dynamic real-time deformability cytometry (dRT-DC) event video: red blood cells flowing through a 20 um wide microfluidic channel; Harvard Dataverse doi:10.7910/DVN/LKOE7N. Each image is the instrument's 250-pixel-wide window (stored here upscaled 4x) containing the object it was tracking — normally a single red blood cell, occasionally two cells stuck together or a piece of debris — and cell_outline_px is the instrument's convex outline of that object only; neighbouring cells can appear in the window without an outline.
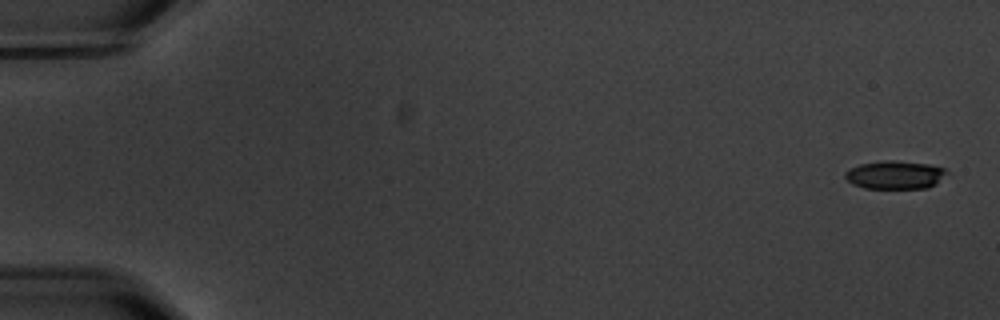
{"species": "common noctule bat (a hibernating species)", "species_latin": "Nyctalus noctula", "temperature_condition": "warm", "stored_images_in_passage": 11, "camera_frame_rate_fps": 3000, "um_per_image_px": 0.085, "animal": {"sex": "male", "body_mass_g": 20.1, "forearm_length_mm": 53.5}, "frame": {"image": 1, "passage_image": 1, "time_ms": 0.0, "image_size_px": [1000, 320], "cell_outline_px": [[948, 172], [936, 184], [928, 188], [864, 188], [852, 184], [844, 176], [844, 172], [860, 164], [884, 160], [892, 160], [928, 164], [948, 168]], "centroid_in_image_um": [76.1, 14.86], "position_along_channel_um": 8.9, "area_um2": 16.76}}
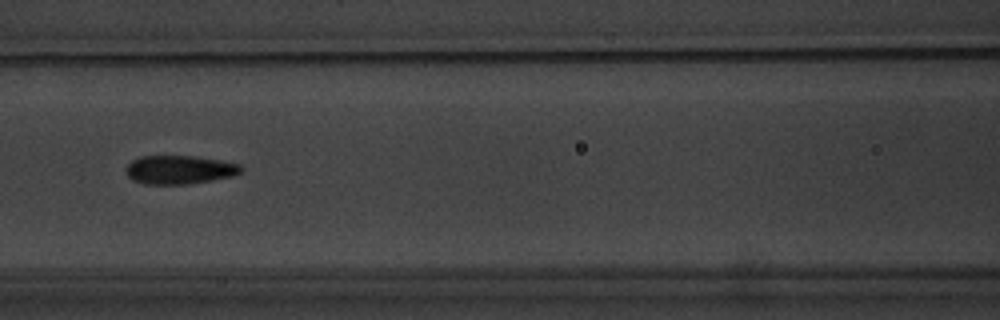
{"frame": {"image": 2, "passage_image": 7, "time_ms": 8.333, "image_size_px": [1000, 320], "cell_outline_px": [[244, 168], [240, 172], [232, 176], [212, 180], [188, 184], [144, 184], [132, 180], [128, 176], [128, 164], [132, 160], [140, 156], [192, 156], [220, 160], [240, 164]], "centroid_in_image_um": [15.27, 14.43], "position_along_channel_um": 151.3, "area_um2": 19.07}}
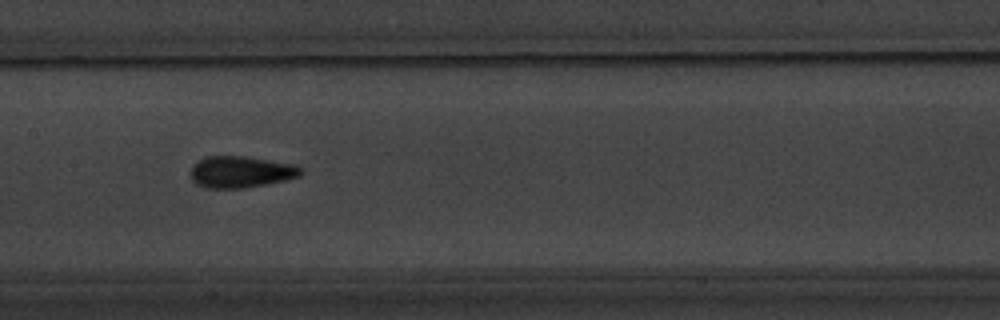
{"frame": {"image": 3, "passage_image": 8, "time_ms": 9.333, "image_size_px": [1000, 320], "cell_outline_px": [[304, 172], [300, 176], [288, 180], [268, 184], [244, 188], [204, 188], [196, 184], [192, 180], [192, 164], [204, 156], [244, 156], [296, 164], [304, 168]], "centroid_in_image_um": [20.52, 14.61], "position_along_channel_um": 186.9, "area_um2": 20.69}}